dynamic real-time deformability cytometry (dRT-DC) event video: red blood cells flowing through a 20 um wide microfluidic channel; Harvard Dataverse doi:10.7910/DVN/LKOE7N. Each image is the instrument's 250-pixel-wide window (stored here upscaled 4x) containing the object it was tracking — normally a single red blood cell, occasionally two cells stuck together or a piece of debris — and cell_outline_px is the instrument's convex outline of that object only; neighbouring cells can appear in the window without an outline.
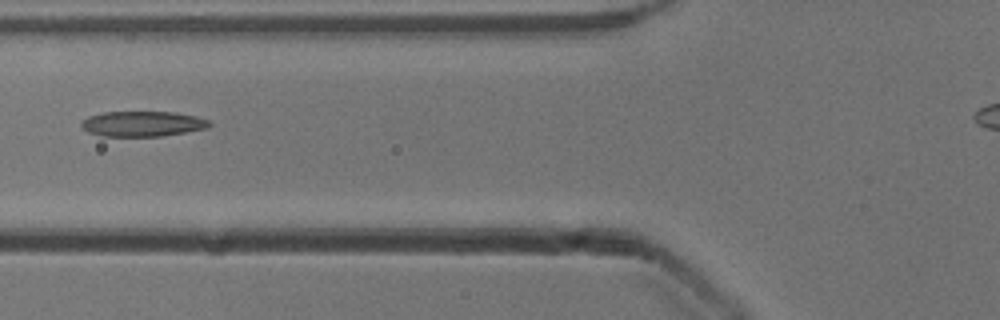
{"species": "common noctule bat (a hibernating species)", "species_latin": "Nyctalus noctula", "temperature_condition": "cold", "stored_images_in_passage": 6, "camera_frame_rate_fps": 3000, "um_per_image_px": 0.085, "animal": {"sex": "male", "body_mass_g": 13.3}, "frame": {"image": 1, "passage_image": 6, "time_ms": 1.667, "image_size_px": [1000, 320], "cell_outline_px": [[212, 124], [208, 128], [160, 136], [100, 136], [88, 132], [80, 124], [80, 120], [88, 116], [104, 112], [176, 112], [196, 116], [208, 120]], "centroid_in_image_um": [12.09, 10.52], "position_along_channel_um": 113.7, "area_um2": 18.9}}